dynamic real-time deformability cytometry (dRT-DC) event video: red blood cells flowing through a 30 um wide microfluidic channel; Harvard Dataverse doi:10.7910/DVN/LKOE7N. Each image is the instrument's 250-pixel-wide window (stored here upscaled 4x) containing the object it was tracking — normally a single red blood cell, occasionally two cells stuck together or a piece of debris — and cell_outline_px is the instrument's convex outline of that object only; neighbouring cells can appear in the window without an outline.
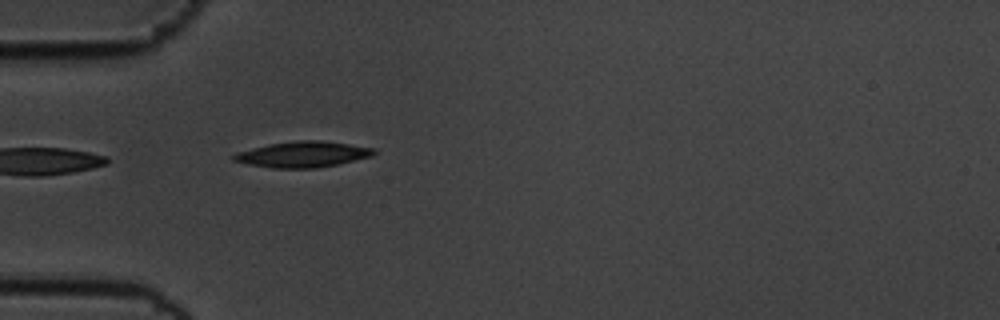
{"species": "common noctule bat (a hibernating species)", "species_latin": "Nyctalus noctula", "temperature_condition": "cold", "stored_images_in_passage": 41, "camera_frame_rate_fps": 3000, "um_per_image_px": 0.085, "animal": {"sex": "male", "body_mass_g": 19.5, "forearm_length_mm": 54.6}, "frame": {"image": 1, "passage_image": 1, "time_ms": 0.0, "image_size_px": [1000, 320], "cell_outline_px": [[376, 152], [372, 156], [336, 164], [316, 168], [272, 168], [248, 164], [232, 160], [232, 156], [236, 152], [268, 144], [296, 140], [320, 140], [376, 148]], "centroid_in_image_um": [25.72, 13.11], "position_along_channel_um": 59.3, "area_um2": 21.04}}
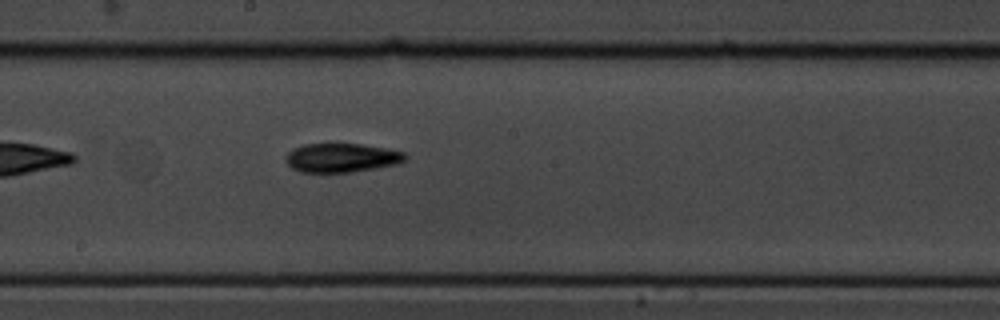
{"frame": {"image": 2, "passage_image": 15, "time_ms": 4.667, "image_size_px": [1000, 320], "cell_outline_px": [[408, 156], [404, 160], [396, 164], [376, 168], [352, 172], [300, 172], [292, 168], [284, 160], [284, 156], [292, 148], [304, 144], [360, 144], [384, 148], [404, 152]], "centroid_in_image_um": [28.99, 13.41], "position_along_channel_um": 219.2, "area_um2": 20.17}}
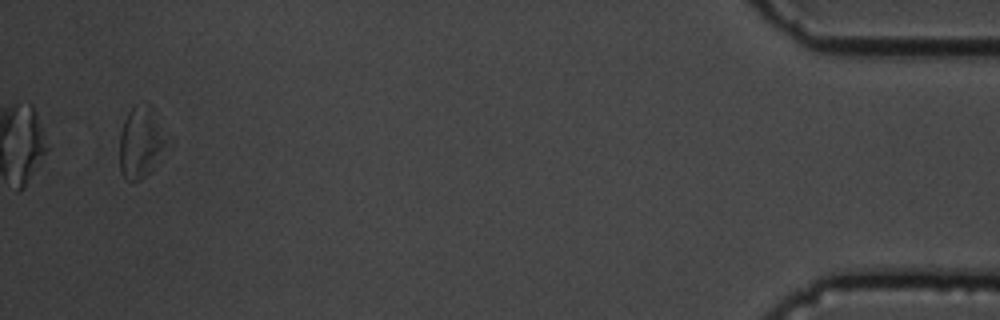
{"frame": {"image": 3, "passage_image": 39, "time_ms": 12.667, "image_size_px": [1000, 320], "cell_outline_px": [[164, 144], [148, 172], [140, 180], [132, 184], [124, 176], [120, 168], [120, 132], [124, 120], [128, 112], [136, 104], [152, 104], [164, 140]], "centroid_in_image_um": [11.87, 12.07], "position_along_channel_um": 423.3, "area_um2": 18.5}, "authors_computed_cell_mechanics": {"area_um2": 20.0566, "velocity_mm_per_s": 3.5215, "shape_relaxation_time_tau1_ms": 3.122, "shape_relaxation_time_tau2_ms": null, "deformation_change_tau1": 0.1069, "deformation_change_tau2": null}}